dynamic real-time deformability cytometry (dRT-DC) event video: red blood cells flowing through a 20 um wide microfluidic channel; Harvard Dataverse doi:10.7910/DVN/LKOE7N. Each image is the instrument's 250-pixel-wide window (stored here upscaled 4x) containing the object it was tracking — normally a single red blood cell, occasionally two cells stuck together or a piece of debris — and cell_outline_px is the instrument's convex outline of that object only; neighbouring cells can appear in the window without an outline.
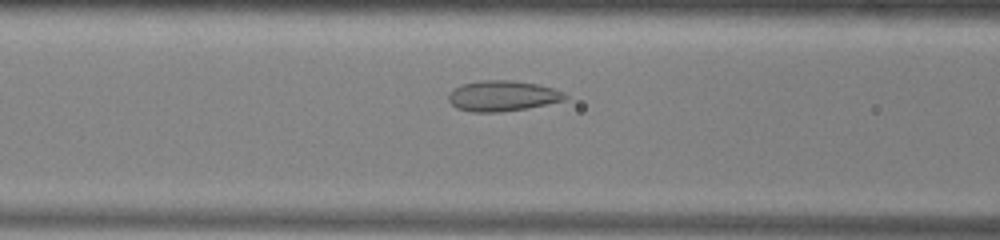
{"species": "common noctule bat (a hibernating species)", "species_latin": "Nyctalus noctula", "temperature_condition": "warm", "stored_images_in_passage": 39, "camera_frame_rate_fps": 3000, "um_per_image_px": 0.085, "animal": {"sex": "male", "body_mass_g": 13.0, "forearm_length_mm": 53.1}, "frame": {"image": 1, "passage_image": 19, "time_ms": 6.0, "image_size_px": [1000, 240], "cell_outline_px": [[568, 96], [564, 100], [528, 108], [500, 112], [472, 112], [456, 108], [448, 100], [448, 92], [460, 84], [480, 80], [512, 80], [536, 84], [552, 88], [564, 92]], "centroid_in_image_um": [42.67, 8.15], "position_along_channel_um": 123.9, "area_um2": 20.87}}
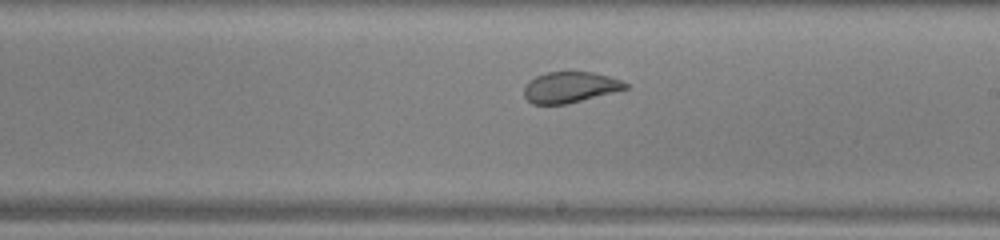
{"frame": {"image": 2, "passage_image": 28, "time_ms": 9.0, "image_size_px": [1000, 240], "cell_outline_px": [[628, 88], [568, 104], [532, 104], [524, 96], [524, 84], [528, 80], [536, 76], [548, 72], [592, 72], [608, 76], [620, 80], [628, 84]], "centroid_in_image_um": [48.41, 7.42], "position_along_channel_um": 240.6, "area_um2": 18.21}}
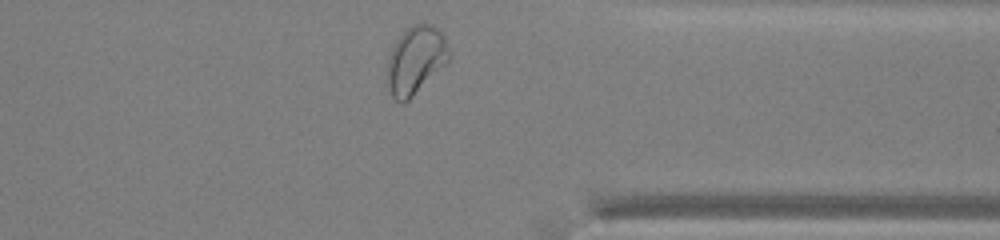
{"frame": {"image": 3, "passage_image": 39, "time_ms": 12.667, "image_size_px": [1000, 240], "cell_outline_px": [[452, 60], [404, 104], [400, 104], [392, 96], [388, 88], [388, 56], [396, 40], [404, 28], [412, 24], [432, 24], [444, 36], [452, 56]], "centroid_in_image_um": [35.36, 5.11], "position_along_channel_um": 376.0, "area_um2": 24.91}, "authors_computed_cell_mechanics": {"area_um2": 21.0392, "velocity_mm_per_s": 3.8978, "shape_relaxation_time_tau1_ms": null, "shape_relaxation_time_tau2_ms": 1.0135, "deformation_change_tau1": null, "deformation_change_tau2": 0.066}}